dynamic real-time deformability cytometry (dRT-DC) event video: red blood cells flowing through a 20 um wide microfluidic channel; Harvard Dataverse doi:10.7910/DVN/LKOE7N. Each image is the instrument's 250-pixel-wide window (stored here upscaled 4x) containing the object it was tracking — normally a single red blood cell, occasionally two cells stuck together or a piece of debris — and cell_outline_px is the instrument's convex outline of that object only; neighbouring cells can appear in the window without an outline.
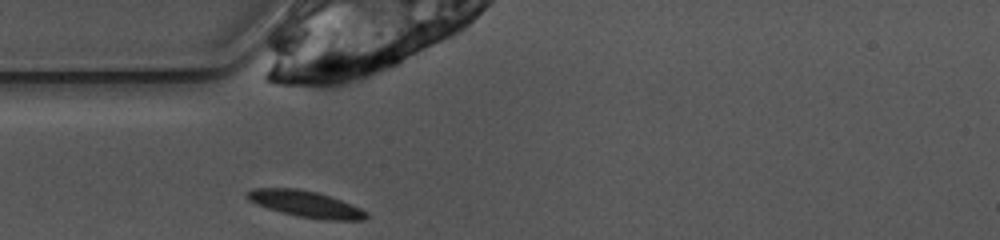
{"species": "common noctule bat (a hibernating species)", "species_latin": "Nyctalus noctula", "temperature_condition": "warm", "stored_images_in_passage": 26, "camera_frame_rate_fps": 3000, "um_per_image_px": 0.085, "animal": {"sex": "female", "body_mass_g": 10.0, "forearm_length_mm": 53.1}, "frame": {"image": 1, "passage_image": 1, "time_ms": 0.0, "image_size_px": [1000, 240], "cell_outline_px": [[368, 216], [364, 220], [324, 220], [296, 216], [280, 212], [256, 204], [248, 200], [244, 196], [244, 192], [252, 188], [296, 188], [316, 192], [340, 200], [360, 208], [368, 212]], "centroid_in_image_um": [25.92, 17.34], "position_along_channel_um": 59.1, "area_um2": 18.38}}
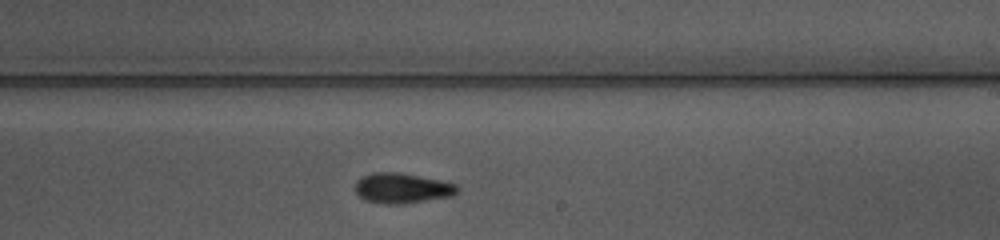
{"frame": {"image": 2, "passage_image": 16, "time_ms": 5.0, "image_size_px": [1000, 240], "cell_outline_px": [[460, 192], [452, 196], [396, 204], [384, 204], [364, 200], [356, 192], [356, 180], [360, 176], [372, 172], [396, 172], [440, 180], [456, 184], [460, 188]], "centroid_in_image_um": [34.17, 15.98], "position_along_channel_um": 254.8, "area_um2": 17.92}}
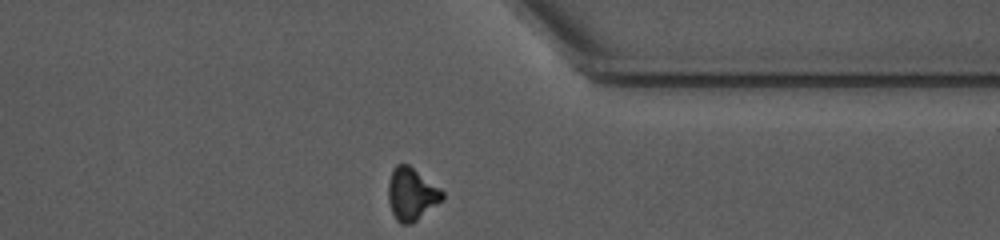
{"frame": {"image": 3, "passage_image": 26, "time_ms": 8.333, "image_size_px": [1000, 240], "cell_outline_px": [[444, 200], [412, 224], [400, 224], [396, 220], [392, 212], [388, 200], [388, 180], [392, 168], [396, 164], [408, 164], [440, 188], [444, 192]], "centroid_in_image_um": [34.98, 16.51], "position_along_channel_um": 376.4, "area_um2": 16.82}, "authors_computed_cell_mechanics": {"area_um2": 18.0914, "velocity_mm_per_s": 3.8935, "shape_relaxation_time_tau1_ms": 4.4016, "shape_relaxation_time_tau2_ms": 6.4534, "deformation_change_tau1": 0.145, "deformation_change_tau2": 0.136}}